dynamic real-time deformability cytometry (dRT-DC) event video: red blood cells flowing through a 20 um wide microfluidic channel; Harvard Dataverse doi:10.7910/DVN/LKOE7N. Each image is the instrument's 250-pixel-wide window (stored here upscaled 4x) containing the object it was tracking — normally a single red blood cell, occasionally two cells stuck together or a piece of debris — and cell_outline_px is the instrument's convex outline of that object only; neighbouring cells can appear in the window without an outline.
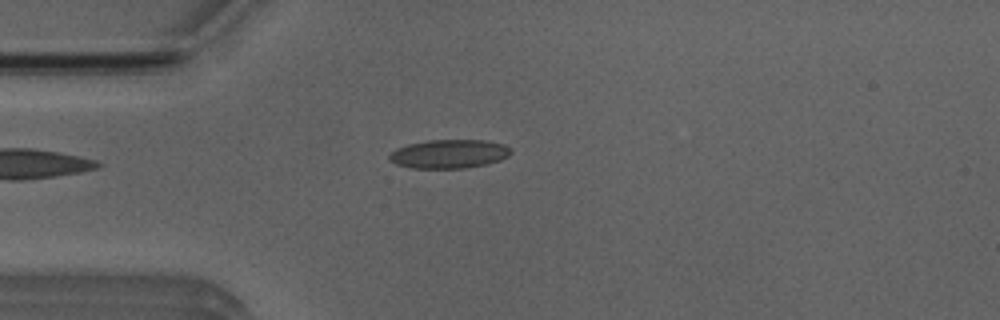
{"species": "Egyptian fruit bat (a non-hibernating species)", "species_latin": "Rousettus aegyptiacus", "temperature_condition": "room temperature", "stored_images_in_passage": 4, "camera_frame_rate_fps": 3000, "um_per_image_px": 0.085, "animal": {"sex": "male"}, "frame": {"image": 1, "passage_image": 4, "time_ms": 3.333, "image_size_px": [1000, 320], "cell_outline_px": [[512, 152], [508, 156], [500, 160], [468, 168], [412, 168], [396, 164], [388, 160], [388, 156], [396, 148], [408, 144], [428, 140], [484, 140], [504, 144]], "centroid_in_image_um": [38.14, 13.08], "position_along_channel_um": 46.9, "area_um2": 20.35}}